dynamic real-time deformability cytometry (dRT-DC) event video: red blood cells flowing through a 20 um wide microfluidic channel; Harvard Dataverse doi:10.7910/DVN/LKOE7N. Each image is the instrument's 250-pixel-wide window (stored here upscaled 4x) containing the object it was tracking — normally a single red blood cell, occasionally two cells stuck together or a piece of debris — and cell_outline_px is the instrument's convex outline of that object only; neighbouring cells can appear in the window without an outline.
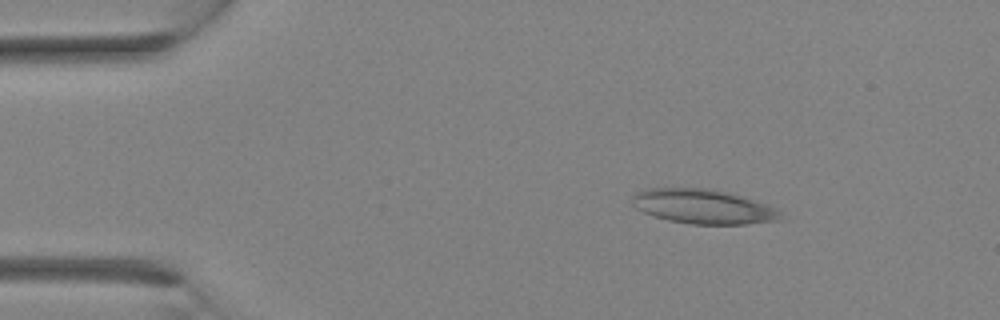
{"species": "Egyptian fruit bat (a non-hibernating species)", "species_latin": "Rousettus aegyptiacus", "temperature_condition": "room temperature", "stored_images_in_passage": 2, "camera_frame_rate_fps": 3000, "um_per_image_px": 0.085, "animal": {"sex": "female"}, "frame": {"image": 1, "passage_image": 2, "time_ms": 1.0, "image_size_px": [1000, 320], "cell_outline_px": [[784, 220], [744, 224], [688, 224], [668, 220], [644, 212], [636, 208], [632, 204], [632, 196], [636, 192], [644, 188], [712, 188], [728, 192], [768, 204], [776, 208], [780, 212]], "centroid_in_image_um": [59.79, 17.55], "position_along_channel_um": 25.2, "area_um2": 30.06}}